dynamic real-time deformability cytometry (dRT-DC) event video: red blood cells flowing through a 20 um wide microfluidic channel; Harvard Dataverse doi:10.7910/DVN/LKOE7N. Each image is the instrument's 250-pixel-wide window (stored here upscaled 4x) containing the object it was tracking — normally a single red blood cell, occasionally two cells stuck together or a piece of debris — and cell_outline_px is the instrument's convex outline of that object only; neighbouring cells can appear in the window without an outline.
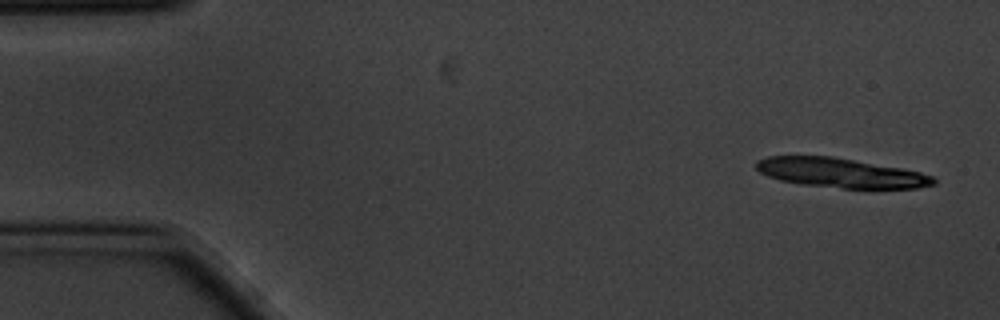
{"species": "common noctule bat (a hibernating species)", "species_latin": "Nyctalus noctula", "temperature_condition": "cold", "stored_images_in_passage": 6, "camera_frame_rate_fps": 3000, "um_per_image_px": 0.085, "animal": {"sex": "male", "body_mass_g": 20.1, "forearm_length_mm": 53.5}, "frame": {"image": 1, "passage_image": 1, "time_ms": 0.0, "image_size_px": [1000, 320], "cell_outline_px": [[936, 184], [916, 188], [840, 188], [800, 184], [780, 180], [768, 176], [760, 172], [756, 168], [756, 160], [768, 156], [832, 156], [904, 168], [920, 172], [932, 176], [936, 180]], "centroid_in_image_um": [71.46, 14.69], "position_along_channel_um": 13.5, "area_um2": 30.58}}